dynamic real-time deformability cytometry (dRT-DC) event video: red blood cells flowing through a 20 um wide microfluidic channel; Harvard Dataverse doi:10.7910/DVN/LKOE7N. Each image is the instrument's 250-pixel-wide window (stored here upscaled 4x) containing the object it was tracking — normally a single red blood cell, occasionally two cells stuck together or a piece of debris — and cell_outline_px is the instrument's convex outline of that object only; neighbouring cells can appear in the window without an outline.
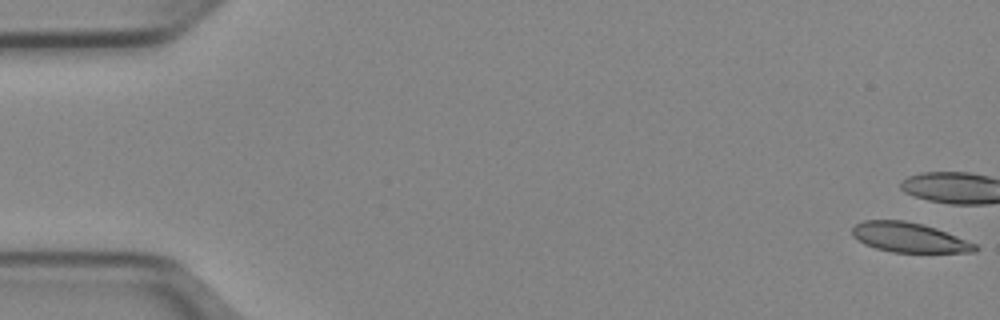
{"species": "Egyptian fruit bat (a non-hibernating species)", "species_latin": "Rousettus aegyptiacus", "temperature_condition": "cold", "stored_images_in_passage": 8, "camera_frame_rate_fps": 3000, "um_per_image_px": 0.085, "animal": {"sex": "female"}, "frame": {"image": 1, "passage_image": 1, "time_ms": 0.0, "image_size_px": [1000, 320], "cell_outline_px": [[980, 248], [976, 252], [892, 252], [876, 248], [864, 244], [852, 236], [852, 228], [856, 224], [864, 220], [904, 220], [936, 228], [976, 244]], "centroid_in_image_um": [77.26, 20.19], "position_along_channel_um": 7.7, "area_um2": 21.15}}